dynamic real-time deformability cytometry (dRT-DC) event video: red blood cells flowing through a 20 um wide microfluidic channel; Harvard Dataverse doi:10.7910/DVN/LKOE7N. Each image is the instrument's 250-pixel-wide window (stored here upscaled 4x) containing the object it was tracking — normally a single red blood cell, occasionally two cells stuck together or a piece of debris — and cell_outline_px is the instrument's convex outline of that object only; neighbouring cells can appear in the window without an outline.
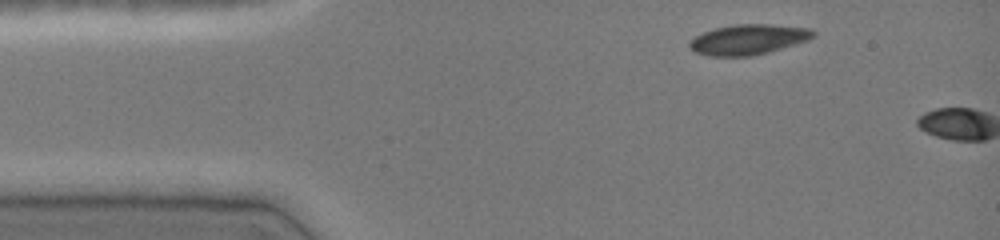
{"species": "common noctule bat (a hibernating species)", "species_latin": "Nyctalus noctula", "temperature_condition": "cold", "stored_images_in_passage": 2, "camera_frame_rate_fps": 3000, "um_per_image_px": 0.085, "animal": {"sex": "female", "body_mass_g": 19.0, "forearm_length_mm": 51.5}, "frame": {"image": 1, "passage_image": 1, "time_ms": 0.0, "image_size_px": [1000, 240], "cell_outline_px": [[816, 36], [808, 40], [768, 52], [752, 56], [708, 56], [696, 52], [688, 48], [688, 44], [696, 36], [704, 32], [716, 28], [736, 24], [772, 24], [812, 28], [816, 32]], "centroid_in_image_um": [63.64, 3.35], "position_along_channel_um": 21.4, "area_um2": 21.85}}